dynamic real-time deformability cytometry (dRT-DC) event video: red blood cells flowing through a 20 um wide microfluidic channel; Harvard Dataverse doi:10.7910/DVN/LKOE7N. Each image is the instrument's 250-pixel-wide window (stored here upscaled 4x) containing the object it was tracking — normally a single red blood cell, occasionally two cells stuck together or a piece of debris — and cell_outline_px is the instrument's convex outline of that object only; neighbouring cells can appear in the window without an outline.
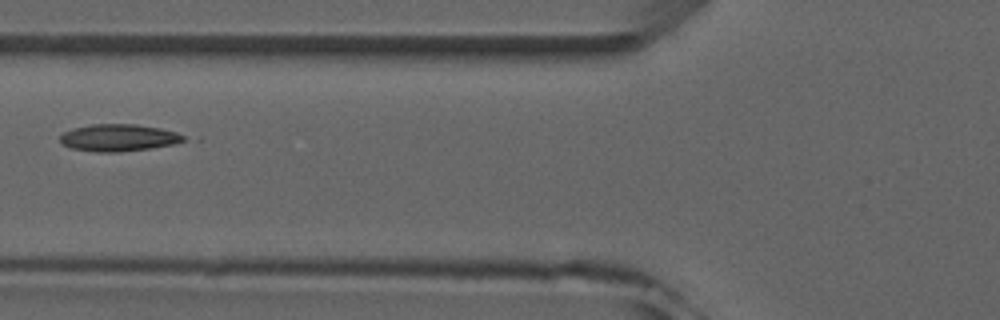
{"species": "common noctule bat (a hibernating species)", "species_latin": "Nyctalus noctula", "temperature_condition": "room temperature", "stored_images_in_passage": 4, "camera_frame_rate_fps": 3000, "um_per_image_px": 0.085, "animal": {"sex": "male", "forearm_length_mm": 52.5}, "frame": {"image": 1, "passage_image": 3, "time_ms": 2.333, "image_size_px": [1000, 320], "cell_outline_px": [[184, 140], [172, 144], [152, 148], [116, 152], [96, 152], [72, 148], [64, 144], [60, 140], [60, 136], [64, 132], [72, 128], [92, 124], [136, 124], [160, 128], [176, 132], [184, 136]], "centroid_in_image_um": [10.06, 11.7], "position_along_channel_um": 115.7, "area_um2": 19.31}}
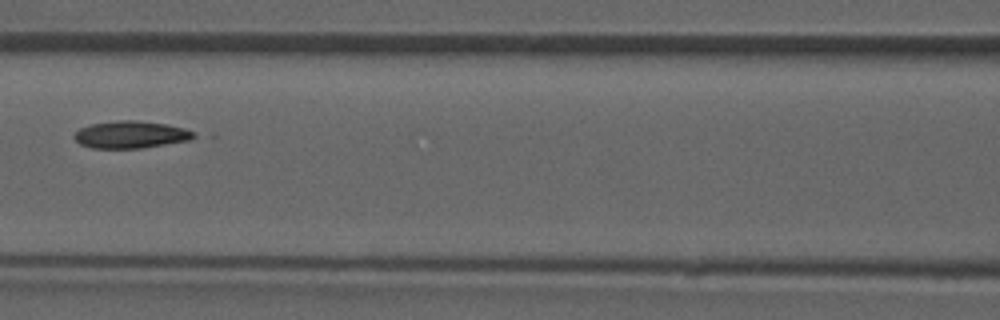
{"frame": {"image": 2, "passage_image": 4, "time_ms": 3.333, "image_size_px": [1000, 320], "cell_outline_px": [[196, 136], [188, 140], [140, 148], [88, 148], [80, 144], [72, 136], [80, 128], [92, 124], [116, 120], [136, 120], [164, 124], [184, 128], [196, 132]], "centroid_in_image_um": [11.08, 11.44], "position_along_channel_um": 155.5, "area_um2": 18.84}}